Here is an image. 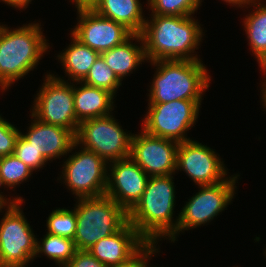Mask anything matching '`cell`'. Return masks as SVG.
Wrapping results in <instances>:
<instances>
[{
	"label": "cell",
	"instance_id": "13",
	"mask_svg": "<svg viewBox=\"0 0 266 267\" xmlns=\"http://www.w3.org/2000/svg\"><path fill=\"white\" fill-rule=\"evenodd\" d=\"M179 143L155 137L143 130L133 134L130 157L149 177L175 175Z\"/></svg>",
	"mask_w": 266,
	"mask_h": 267
},
{
	"label": "cell",
	"instance_id": "22",
	"mask_svg": "<svg viewBox=\"0 0 266 267\" xmlns=\"http://www.w3.org/2000/svg\"><path fill=\"white\" fill-rule=\"evenodd\" d=\"M251 3L256 9L243 19L250 49L259 66L266 60V5Z\"/></svg>",
	"mask_w": 266,
	"mask_h": 267
},
{
	"label": "cell",
	"instance_id": "39",
	"mask_svg": "<svg viewBox=\"0 0 266 267\" xmlns=\"http://www.w3.org/2000/svg\"><path fill=\"white\" fill-rule=\"evenodd\" d=\"M145 267H152V266H149L148 265V260L146 261V263H145ZM156 267V266H155Z\"/></svg>",
	"mask_w": 266,
	"mask_h": 267
},
{
	"label": "cell",
	"instance_id": "18",
	"mask_svg": "<svg viewBox=\"0 0 266 267\" xmlns=\"http://www.w3.org/2000/svg\"><path fill=\"white\" fill-rule=\"evenodd\" d=\"M73 82L74 109L77 122L112 114L115 98L105 89L92 87L83 82Z\"/></svg>",
	"mask_w": 266,
	"mask_h": 267
},
{
	"label": "cell",
	"instance_id": "23",
	"mask_svg": "<svg viewBox=\"0 0 266 267\" xmlns=\"http://www.w3.org/2000/svg\"><path fill=\"white\" fill-rule=\"evenodd\" d=\"M42 241L36 243V257L44 254L50 260H54L59 267H63L75 255L77 248L72 239L47 233Z\"/></svg>",
	"mask_w": 266,
	"mask_h": 267
},
{
	"label": "cell",
	"instance_id": "38",
	"mask_svg": "<svg viewBox=\"0 0 266 267\" xmlns=\"http://www.w3.org/2000/svg\"><path fill=\"white\" fill-rule=\"evenodd\" d=\"M249 3H260L262 0H247Z\"/></svg>",
	"mask_w": 266,
	"mask_h": 267
},
{
	"label": "cell",
	"instance_id": "5",
	"mask_svg": "<svg viewBox=\"0 0 266 267\" xmlns=\"http://www.w3.org/2000/svg\"><path fill=\"white\" fill-rule=\"evenodd\" d=\"M77 200L74 207L77 228L73 239L77 250H89L128 222V213L105 194Z\"/></svg>",
	"mask_w": 266,
	"mask_h": 267
},
{
	"label": "cell",
	"instance_id": "2",
	"mask_svg": "<svg viewBox=\"0 0 266 267\" xmlns=\"http://www.w3.org/2000/svg\"><path fill=\"white\" fill-rule=\"evenodd\" d=\"M173 179L172 174L149 177L140 200L128 212V222L148 243L158 244L163 237L174 243L178 237L179 217L173 219L176 201Z\"/></svg>",
	"mask_w": 266,
	"mask_h": 267
},
{
	"label": "cell",
	"instance_id": "21",
	"mask_svg": "<svg viewBox=\"0 0 266 267\" xmlns=\"http://www.w3.org/2000/svg\"><path fill=\"white\" fill-rule=\"evenodd\" d=\"M71 45L67 46L63 52L57 55V59L62 63L65 74H68V80L81 82L86 76L90 67L101 55L99 52L82 44L71 34Z\"/></svg>",
	"mask_w": 266,
	"mask_h": 267
},
{
	"label": "cell",
	"instance_id": "36",
	"mask_svg": "<svg viewBox=\"0 0 266 267\" xmlns=\"http://www.w3.org/2000/svg\"><path fill=\"white\" fill-rule=\"evenodd\" d=\"M262 70V72H264V74L263 75H266V71H263V69H261ZM266 79V78H265ZM264 79V82H262L263 84H262V103H264L263 104V106H264V108H266V80Z\"/></svg>",
	"mask_w": 266,
	"mask_h": 267
},
{
	"label": "cell",
	"instance_id": "34",
	"mask_svg": "<svg viewBox=\"0 0 266 267\" xmlns=\"http://www.w3.org/2000/svg\"><path fill=\"white\" fill-rule=\"evenodd\" d=\"M3 192H0V212L2 211V209H5L11 201H23L24 199H22V197H15L13 199H8L6 197H4L5 195H2Z\"/></svg>",
	"mask_w": 266,
	"mask_h": 267
},
{
	"label": "cell",
	"instance_id": "30",
	"mask_svg": "<svg viewBox=\"0 0 266 267\" xmlns=\"http://www.w3.org/2000/svg\"><path fill=\"white\" fill-rule=\"evenodd\" d=\"M63 267H107L102 262L98 261L87 250H77L73 258Z\"/></svg>",
	"mask_w": 266,
	"mask_h": 267
},
{
	"label": "cell",
	"instance_id": "33",
	"mask_svg": "<svg viewBox=\"0 0 266 267\" xmlns=\"http://www.w3.org/2000/svg\"><path fill=\"white\" fill-rule=\"evenodd\" d=\"M71 1L75 3V7L77 9H90L97 2V0H71Z\"/></svg>",
	"mask_w": 266,
	"mask_h": 267
},
{
	"label": "cell",
	"instance_id": "3",
	"mask_svg": "<svg viewBox=\"0 0 266 267\" xmlns=\"http://www.w3.org/2000/svg\"><path fill=\"white\" fill-rule=\"evenodd\" d=\"M39 23H29L12 30L0 25V86L2 92L32 71L49 43Z\"/></svg>",
	"mask_w": 266,
	"mask_h": 267
},
{
	"label": "cell",
	"instance_id": "9",
	"mask_svg": "<svg viewBox=\"0 0 266 267\" xmlns=\"http://www.w3.org/2000/svg\"><path fill=\"white\" fill-rule=\"evenodd\" d=\"M44 83L33 101L32 115L41 122L69 129L76 134L77 122L73 82L54 74H46Z\"/></svg>",
	"mask_w": 266,
	"mask_h": 267
},
{
	"label": "cell",
	"instance_id": "31",
	"mask_svg": "<svg viewBox=\"0 0 266 267\" xmlns=\"http://www.w3.org/2000/svg\"><path fill=\"white\" fill-rule=\"evenodd\" d=\"M155 243H148L134 258L125 264H121L113 267H145L147 260H150L154 253L159 252Z\"/></svg>",
	"mask_w": 266,
	"mask_h": 267
},
{
	"label": "cell",
	"instance_id": "7",
	"mask_svg": "<svg viewBox=\"0 0 266 267\" xmlns=\"http://www.w3.org/2000/svg\"><path fill=\"white\" fill-rule=\"evenodd\" d=\"M202 100H174L168 103H148L142 129L149 135L174 140H192L187 131L197 121Z\"/></svg>",
	"mask_w": 266,
	"mask_h": 267
},
{
	"label": "cell",
	"instance_id": "15",
	"mask_svg": "<svg viewBox=\"0 0 266 267\" xmlns=\"http://www.w3.org/2000/svg\"><path fill=\"white\" fill-rule=\"evenodd\" d=\"M108 165L105 195L128 213L140 200L149 176L131 157L110 162Z\"/></svg>",
	"mask_w": 266,
	"mask_h": 267
},
{
	"label": "cell",
	"instance_id": "29",
	"mask_svg": "<svg viewBox=\"0 0 266 267\" xmlns=\"http://www.w3.org/2000/svg\"><path fill=\"white\" fill-rule=\"evenodd\" d=\"M20 133V130L0 115V157L14 153L16 141Z\"/></svg>",
	"mask_w": 266,
	"mask_h": 267
},
{
	"label": "cell",
	"instance_id": "1",
	"mask_svg": "<svg viewBox=\"0 0 266 267\" xmlns=\"http://www.w3.org/2000/svg\"><path fill=\"white\" fill-rule=\"evenodd\" d=\"M151 16L141 33L147 62L201 60L193 53L199 48L204 32L194 16Z\"/></svg>",
	"mask_w": 266,
	"mask_h": 267
},
{
	"label": "cell",
	"instance_id": "20",
	"mask_svg": "<svg viewBox=\"0 0 266 267\" xmlns=\"http://www.w3.org/2000/svg\"><path fill=\"white\" fill-rule=\"evenodd\" d=\"M91 9L102 17L123 24L133 34L143 31L146 18L139 0H97Z\"/></svg>",
	"mask_w": 266,
	"mask_h": 267
},
{
	"label": "cell",
	"instance_id": "37",
	"mask_svg": "<svg viewBox=\"0 0 266 267\" xmlns=\"http://www.w3.org/2000/svg\"><path fill=\"white\" fill-rule=\"evenodd\" d=\"M263 71H266V60L259 66Z\"/></svg>",
	"mask_w": 266,
	"mask_h": 267
},
{
	"label": "cell",
	"instance_id": "6",
	"mask_svg": "<svg viewBox=\"0 0 266 267\" xmlns=\"http://www.w3.org/2000/svg\"><path fill=\"white\" fill-rule=\"evenodd\" d=\"M11 201L0 221V267H26L36 258L37 238L20 208Z\"/></svg>",
	"mask_w": 266,
	"mask_h": 267
},
{
	"label": "cell",
	"instance_id": "24",
	"mask_svg": "<svg viewBox=\"0 0 266 267\" xmlns=\"http://www.w3.org/2000/svg\"><path fill=\"white\" fill-rule=\"evenodd\" d=\"M31 174L33 170L14 154L0 157V188L6 186L10 190L15 189V186L28 180Z\"/></svg>",
	"mask_w": 266,
	"mask_h": 267
},
{
	"label": "cell",
	"instance_id": "11",
	"mask_svg": "<svg viewBox=\"0 0 266 267\" xmlns=\"http://www.w3.org/2000/svg\"><path fill=\"white\" fill-rule=\"evenodd\" d=\"M233 176V177H232ZM238 174L227 177L224 181L201 188L193 195L179 213L177 235L184 230L196 228L211 222L225 210L234 198Z\"/></svg>",
	"mask_w": 266,
	"mask_h": 267
},
{
	"label": "cell",
	"instance_id": "8",
	"mask_svg": "<svg viewBox=\"0 0 266 267\" xmlns=\"http://www.w3.org/2000/svg\"><path fill=\"white\" fill-rule=\"evenodd\" d=\"M132 137L112 114L80 122L75 134L78 146L95 152L107 163L130 157Z\"/></svg>",
	"mask_w": 266,
	"mask_h": 267
},
{
	"label": "cell",
	"instance_id": "14",
	"mask_svg": "<svg viewBox=\"0 0 266 267\" xmlns=\"http://www.w3.org/2000/svg\"><path fill=\"white\" fill-rule=\"evenodd\" d=\"M78 23L71 34L82 44L99 52L110 50L133 33L123 24L98 15L93 9H77Z\"/></svg>",
	"mask_w": 266,
	"mask_h": 267
},
{
	"label": "cell",
	"instance_id": "32",
	"mask_svg": "<svg viewBox=\"0 0 266 267\" xmlns=\"http://www.w3.org/2000/svg\"><path fill=\"white\" fill-rule=\"evenodd\" d=\"M5 2V4L15 7L17 9H25L32 0H0Z\"/></svg>",
	"mask_w": 266,
	"mask_h": 267
},
{
	"label": "cell",
	"instance_id": "28",
	"mask_svg": "<svg viewBox=\"0 0 266 267\" xmlns=\"http://www.w3.org/2000/svg\"><path fill=\"white\" fill-rule=\"evenodd\" d=\"M13 154L33 171H36L37 169L39 171V169H42L48 162L42 154L21 135V133L16 141Z\"/></svg>",
	"mask_w": 266,
	"mask_h": 267
},
{
	"label": "cell",
	"instance_id": "10",
	"mask_svg": "<svg viewBox=\"0 0 266 267\" xmlns=\"http://www.w3.org/2000/svg\"><path fill=\"white\" fill-rule=\"evenodd\" d=\"M81 150L69 155L62 165L60 178L77 199L105 194L108 163L95 152L79 146Z\"/></svg>",
	"mask_w": 266,
	"mask_h": 267
},
{
	"label": "cell",
	"instance_id": "16",
	"mask_svg": "<svg viewBox=\"0 0 266 267\" xmlns=\"http://www.w3.org/2000/svg\"><path fill=\"white\" fill-rule=\"evenodd\" d=\"M147 244L148 242L127 222L119 231L102 238L87 251L107 267H113L130 261Z\"/></svg>",
	"mask_w": 266,
	"mask_h": 267
},
{
	"label": "cell",
	"instance_id": "26",
	"mask_svg": "<svg viewBox=\"0 0 266 267\" xmlns=\"http://www.w3.org/2000/svg\"><path fill=\"white\" fill-rule=\"evenodd\" d=\"M46 233L74 239L77 228V219L75 209L59 208L52 210L47 218Z\"/></svg>",
	"mask_w": 266,
	"mask_h": 267
},
{
	"label": "cell",
	"instance_id": "35",
	"mask_svg": "<svg viewBox=\"0 0 266 267\" xmlns=\"http://www.w3.org/2000/svg\"><path fill=\"white\" fill-rule=\"evenodd\" d=\"M226 3H228L227 5L230 4V6H236V7H245V8H248L247 5H250V3L247 1V0H222ZM244 5V6H243Z\"/></svg>",
	"mask_w": 266,
	"mask_h": 267
},
{
	"label": "cell",
	"instance_id": "12",
	"mask_svg": "<svg viewBox=\"0 0 266 267\" xmlns=\"http://www.w3.org/2000/svg\"><path fill=\"white\" fill-rule=\"evenodd\" d=\"M194 140L179 143L176 171H184L198 186L213 185L227 178V168L219 155ZM226 176V177H225Z\"/></svg>",
	"mask_w": 266,
	"mask_h": 267
},
{
	"label": "cell",
	"instance_id": "19",
	"mask_svg": "<svg viewBox=\"0 0 266 267\" xmlns=\"http://www.w3.org/2000/svg\"><path fill=\"white\" fill-rule=\"evenodd\" d=\"M132 40L139 42L140 46L133 43ZM101 56L121 82L142 62L147 61L141 34H132L123 43L102 52Z\"/></svg>",
	"mask_w": 266,
	"mask_h": 267
},
{
	"label": "cell",
	"instance_id": "4",
	"mask_svg": "<svg viewBox=\"0 0 266 267\" xmlns=\"http://www.w3.org/2000/svg\"><path fill=\"white\" fill-rule=\"evenodd\" d=\"M149 103H168L174 100H202L210 87L211 77L202 60H156Z\"/></svg>",
	"mask_w": 266,
	"mask_h": 267
},
{
	"label": "cell",
	"instance_id": "27",
	"mask_svg": "<svg viewBox=\"0 0 266 267\" xmlns=\"http://www.w3.org/2000/svg\"><path fill=\"white\" fill-rule=\"evenodd\" d=\"M151 15L192 16L201 6L202 0H147Z\"/></svg>",
	"mask_w": 266,
	"mask_h": 267
},
{
	"label": "cell",
	"instance_id": "17",
	"mask_svg": "<svg viewBox=\"0 0 266 267\" xmlns=\"http://www.w3.org/2000/svg\"><path fill=\"white\" fill-rule=\"evenodd\" d=\"M32 122L26 134L21 135L39 151L47 161L71 153L78 144L75 133L61 126L47 124L36 119L32 114Z\"/></svg>",
	"mask_w": 266,
	"mask_h": 267
},
{
	"label": "cell",
	"instance_id": "25",
	"mask_svg": "<svg viewBox=\"0 0 266 267\" xmlns=\"http://www.w3.org/2000/svg\"><path fill=\"white\" fill-rule=\"evenodd\" d=\"M81 82L92 87L105 89L114 96L119 86H122V82L106 64L101 55L90 67L87 76Z\"/></svg>",
	"mask_w": 266,
	"mask_h": 267
}]
</instances>
